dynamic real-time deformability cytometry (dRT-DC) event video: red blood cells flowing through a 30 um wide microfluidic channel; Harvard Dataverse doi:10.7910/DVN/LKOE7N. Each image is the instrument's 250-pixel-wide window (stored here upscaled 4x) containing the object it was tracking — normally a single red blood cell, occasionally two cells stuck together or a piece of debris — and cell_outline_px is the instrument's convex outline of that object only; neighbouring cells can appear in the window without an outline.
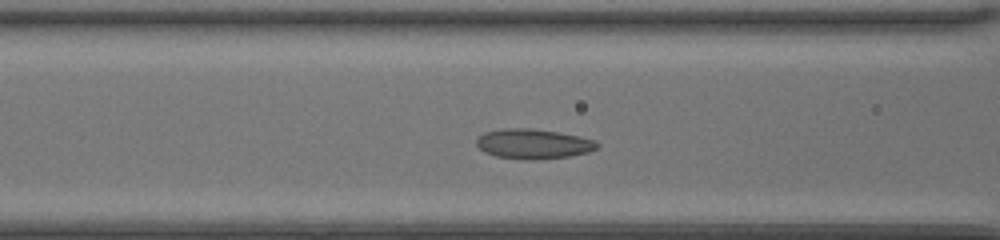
{"species": "common noctule bat (a hibernating species)", "species_latin": "Nyctalus noctula", "temperature_condition": "room temperature", "stored_images_in_passage": 40, "camera_frame_rate_fps": 3000, "um_per_image_px": 0.085, "animal": {"sex": "female", "body_mass_g": 20.0, "forearm_length_mm": 54.0}, "frame": {"image": 1, "passage_image": 12, "time_ms": 3.667, "image_size_px": [1000, 240], "cell_outline_px": [[600, 144], [596, 148], [588, 152], [568, 156], [536, 160], [532, 160], [496, 156], [484, 152], [476, 144], [476, 140], [484, 132], [500, 128], [528, 128], [556, 132], [596, 140]], "centroid_in_image_um": [45.31, 12.22], "position_along_channel_um": 121.3, "area_um2": 20.81}}
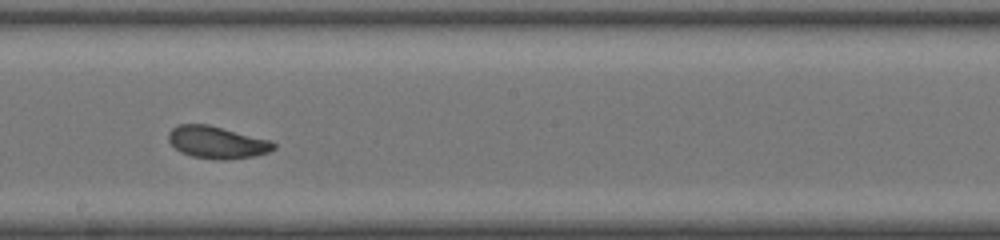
{"frame": {"image": 2, "passage_image": 20, "time_ms": 6.333, "image_size_px": [1000, 240], "cell_outline_px": [[276, 148], [268, 152], [252, 156], [224, 160], [216, 160], [192, 156], [180, 152], [168, 140], [168, 132], [176, 124], [208, 124], [272, 140], [276, 144]], "centroid_in_image_um": [18.44, 12.09], "position_along_channel_um": 229.8, "area_um2": 19.88}}
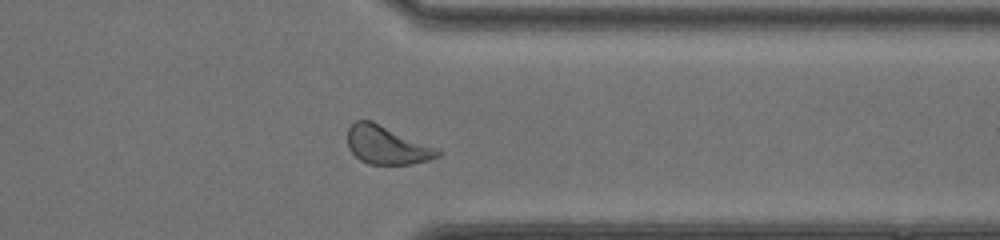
{"frame": {"image": 3, "passage_image": 31, "time_ms": 10.0, "image_size_px": [1000, 240], "cell_outline_px": [[440, 156], [428, 160], [412, 164], [368, 164], [360, 160], [348, 148], [348, 128], [356, 120], [372, 120], [440, 148]], "centroid_in_image_um": [32.91, 12.32], "position_along_channel_um": 378.5, "area_um2": 20.4}, "authors_computed_cell_mechanics": {"area_um2": 20.4034, "velocity_mm_per_s": 4.0762, "shape_relaxation_time_tau1_ms": 2.4073, "shape_relaxation_time_tau2_ms": 1.8277, "deformation_change_tau1": 0.1005, "deformation_change_tau2": 0.0675}}